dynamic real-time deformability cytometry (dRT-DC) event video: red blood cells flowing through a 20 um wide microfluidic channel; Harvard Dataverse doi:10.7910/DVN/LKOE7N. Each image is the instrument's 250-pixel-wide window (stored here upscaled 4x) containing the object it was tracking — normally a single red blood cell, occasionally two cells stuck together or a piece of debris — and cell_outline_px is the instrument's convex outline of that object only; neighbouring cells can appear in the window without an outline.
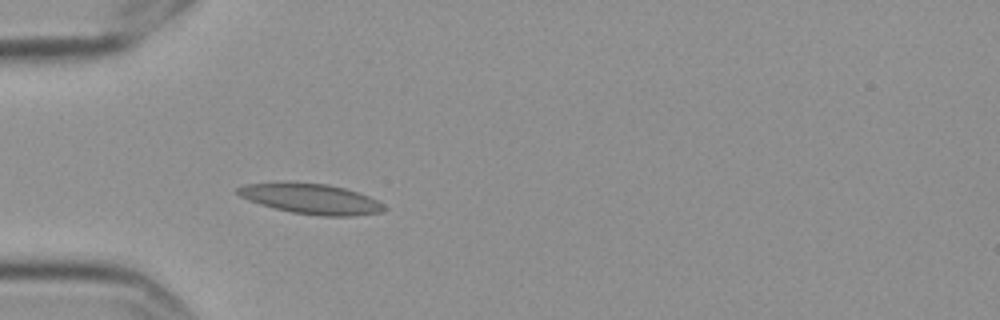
{"species": "Egyptian fruit bat (a non-hibernating species)", "species_latin": "Rousettus aegyptiacus", "temperature_condition": "cold", "stored_images_in_passage": 5, "camera_frame_rate_fps": 3000, "um_per_image_px": 0.085, "frame": {"image": 1, "passage_image": 5, "time_ms": 1.333, "image_size_px": [1000, 320], "cell_outline_px": [[388, 208], [380, 212], [352, 216], [320, 216], [292, 212], [260, 204], [248, 200], [240, 196], [236, 192], [236, 188], [244, 184], [288, 180], [292, 180], [328, 184], [344, 188], [368, 196], [384, 204]], "centroid_in_image_um": [26.38, 16.86], "position_along_channel_um": 58.6, "area_um2": 26.3}}